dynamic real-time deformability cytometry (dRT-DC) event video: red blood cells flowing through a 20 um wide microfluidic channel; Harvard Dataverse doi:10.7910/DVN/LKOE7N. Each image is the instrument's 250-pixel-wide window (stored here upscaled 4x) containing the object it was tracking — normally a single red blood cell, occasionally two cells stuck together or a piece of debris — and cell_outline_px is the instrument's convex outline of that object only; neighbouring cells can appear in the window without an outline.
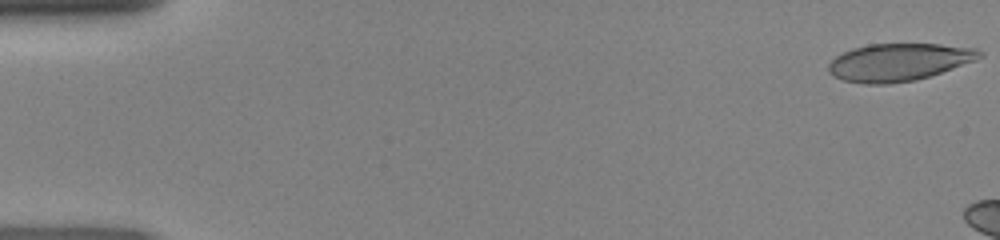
{"species": "human", "species_latin": "Homo sapiens", "temperature_condition": "room temperature", "stored_images_in_passage": 7, "camera_frame_rate_fps": 3000, "um_per_image_px": 0.085, "donor": {"sex": "female"}, "frame": {"image": 1, "passage_image": 1, "time_ms": 0.0, "image_size_px": [1000, 240], "cell_outline_px": [[984, 56], [976, 60], [916, 80], [888, 84], [864, 84], [844, 80], [828, 72], [828, 64], [836, 56], [852, 48], [868, 44], [940, 44], [976, 48], [984, 52]], "centroid_in_image_um": [76.41, 5.27], "position_along_channel_um": 8.6, "area_um2": 32.95}}